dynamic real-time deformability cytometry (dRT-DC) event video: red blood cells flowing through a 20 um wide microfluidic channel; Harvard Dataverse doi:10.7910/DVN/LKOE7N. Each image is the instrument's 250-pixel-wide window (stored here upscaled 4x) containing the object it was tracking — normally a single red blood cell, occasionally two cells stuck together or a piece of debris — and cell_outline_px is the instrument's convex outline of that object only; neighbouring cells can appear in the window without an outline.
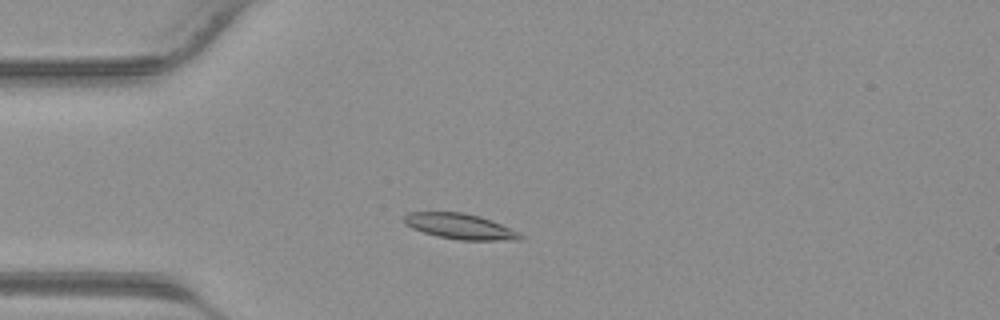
{"species": "common noctule bat (a hibernating species)", "species_latin": "Nyctalus noctula", "temperature_condition": "warm", "stored_images_in_passage": 22, "camera_frame_rate_fps": 3000, "um_per_image_px": 0.085, "animal": {"sex": "male", "body_mass_g": 23.1, "forearm_length_mm": 52.7}, "frame": {"image": 1, "passage_image": 8, "time_ms": 2.333, "image_size_px": [1000, 320], "cell_outline_px": [[524, 236], [520, 240], [460, 240], [440, 236], [424, 232], [412, 228], [404, 224], [404, 216], [408, 212], [464, 212], [480, 216], [492, 220], [520, 232]], "centroid_in_image_um": [39.13, 19.23], "position_along_channel_um": 45.9, "area_um2": 17.28}}
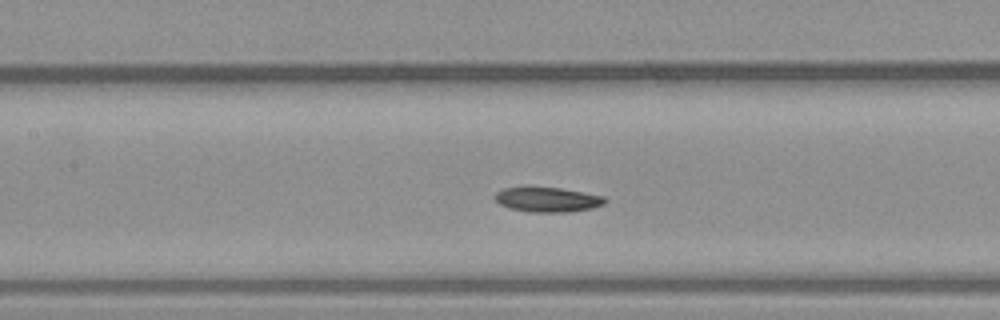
{"frame": {"image": 2, "passage_image": 16, "time_ms": 5.0, "image_size_px": [1000, 320], "cell_outline_px": [[608, 200], [604, 204], [592, 208], [572, 212], [528, 212], [508, 208], [500, 204], [496, 200], [496, 192], [504, 188], [560, 188], [584, 192], [604, 196]], "centroid_in_image_um": [46.59, 16.98], "position_along_channel_um": 160.8, "area_um2": 15.78}}
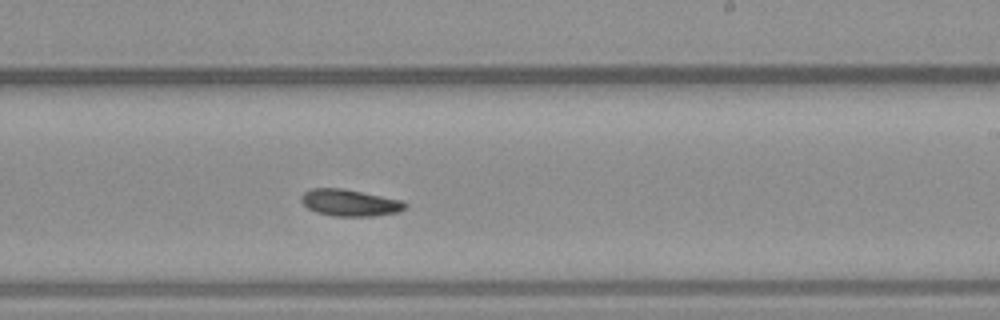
{"frame": {"image": 3, "passage_image": 22, "time_ms": 7.0, "image_size_px": [1000, 320], "cell_outline_px": [[408, 208], [396, 212], [372, 216], [332, 216], [316, 212], [308, 208], [300, 200], [300, 196], [304, 192], [312, 188], [340, 188], [404, 200], [408, 204]], "centroid_in_image_um": [29.74, 17.23], "position_along_channel_um": 259.3, "area_um2": 16.24}}